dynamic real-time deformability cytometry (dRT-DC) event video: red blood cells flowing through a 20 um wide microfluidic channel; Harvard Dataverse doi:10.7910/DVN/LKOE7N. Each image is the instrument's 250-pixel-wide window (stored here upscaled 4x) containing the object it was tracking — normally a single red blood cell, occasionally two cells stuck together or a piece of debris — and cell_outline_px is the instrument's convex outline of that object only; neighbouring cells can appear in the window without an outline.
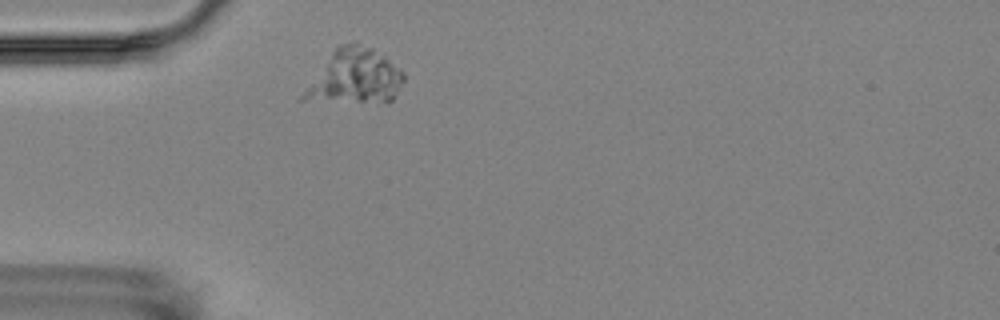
{"species": "Egyptian fruit bat (a non-hibernating species)", "species_latin": "Rousettus aegyptiacus", "temperature_condition": "room temperature", "stored_images_in_passage": 1, "camera_frame_rate_fps": 3000, "um_per_image_px": 0.085, "animal": {"sex": "female"}, "frame": {"image": 1, "passage_image": 1, "time_ms": 0.0, "image_size_px": [1000, 320], "cell_outline_px": [[404, 80], [392, 100], [300, 100], [300, 96], [332, 52], [340, 44], [356, 44], [372, 48], [384, 56], [404, 72]], "centroid_in_image_um": [30.18, 6.49], "position_along_channel_um": 54.8, "area_um2": 30.23}}